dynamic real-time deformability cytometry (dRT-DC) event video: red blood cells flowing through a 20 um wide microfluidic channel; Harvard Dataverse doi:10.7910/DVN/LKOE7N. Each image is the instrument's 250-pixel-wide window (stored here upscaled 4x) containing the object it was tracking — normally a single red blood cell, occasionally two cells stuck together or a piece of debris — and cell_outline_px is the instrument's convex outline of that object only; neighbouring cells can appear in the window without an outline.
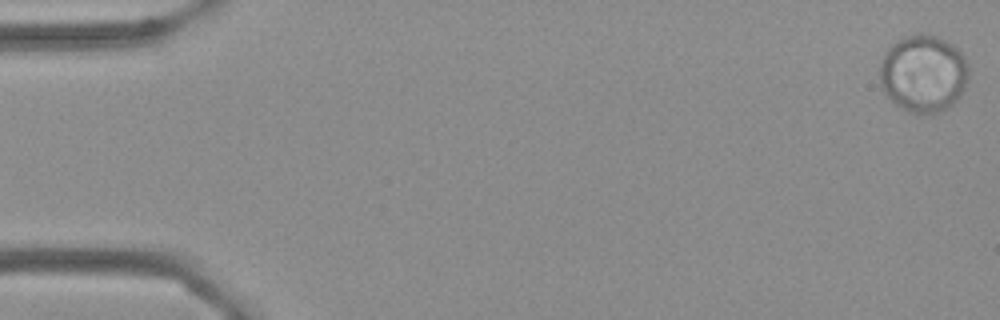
{"species": "Egyptian fruit bat (a non-hibernating species)", "species_latin": "Rousettus aegyptiacus", "temperature_condition": "cold", "stored_images_in_passage": 5, "camera_frame_rate_fps": 3000, "um_per_image_px": 0.085, "frame": {"image": 1, "passage_image": 1, "time_ms": 0.0, "image_size_px": [1000, 320], "cell_outline_px": [[968, 80], [960, 96], [952, 104], [940, 112], [932, 116], [916, 116], [900, 108], [884, 92], [880, 84], [880, 60], [884, 52], [896, 40], [920, 32], [936, 36], [952, 44], [964, 56], [968, 64]], "centroid_in_image_um": [78.47, 6.29], "position_along_channel_um": 6.5, "area_um2": 40.81}}
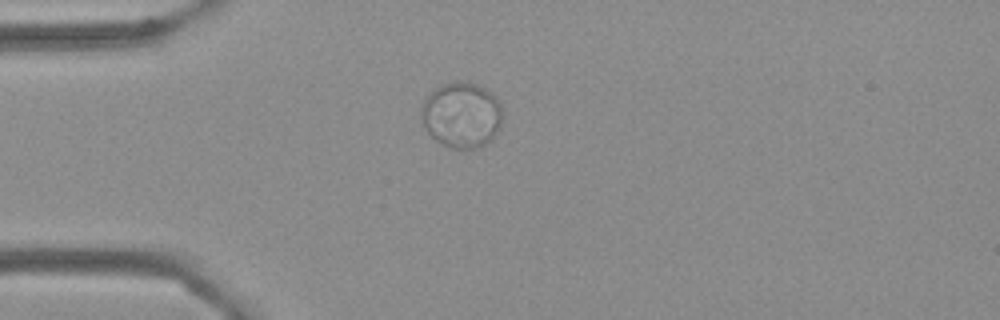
{"frame": {"image": 2, "passage_image": 5, "time_ms": 1.333, "image_size_px": [1000, 320], "cell_outline_px": [[500, 128], [492, 140], [476, 148], [452, 148], [436, 140], [424, 128], [420, 108], [428, 92], [440, 84], [460, 80], [464, 80], [476, 84], [492, 92], [496, 96], [500, 104]], "centroid_in_image_um": [39.21, 9.73], "position_along_channel_um": 45.8, "area_um2": 31.27}}